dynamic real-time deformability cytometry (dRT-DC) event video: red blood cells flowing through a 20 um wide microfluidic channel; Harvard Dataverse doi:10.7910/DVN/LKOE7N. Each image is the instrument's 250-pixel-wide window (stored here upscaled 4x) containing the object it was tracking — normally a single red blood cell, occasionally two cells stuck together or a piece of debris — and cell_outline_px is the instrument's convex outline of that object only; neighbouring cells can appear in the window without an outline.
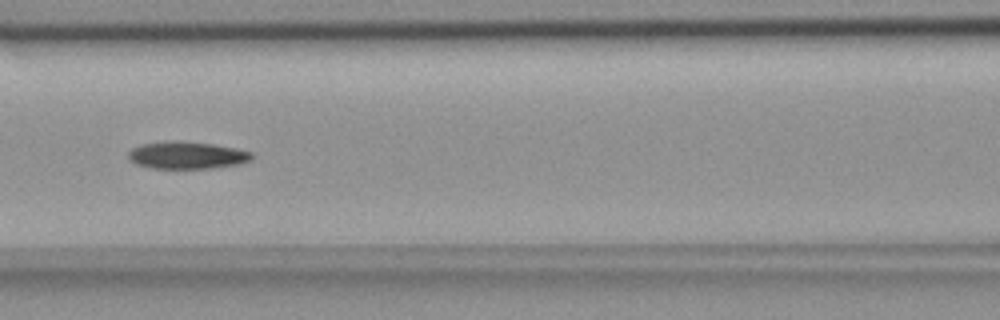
{"species": "common noctule bat (a hibernating species)", "species_latin": "Nyctalus noctula", "temperature_condition": "room temperature", "stored_images_in_passage": 18, "camera_frame_rate_fps": 3000, "um_per_image_px": 0.085, "animal": {"sex": "female", "body_mass_g": 18.4}, "frame": {"image": 1, "passage_image": 11, "time_ms": 3.333, "image_size_px": [1000, 320], "cell_outline_px": [[252, 156], [248, 160], [240, 164], [208, 168], [152, 168], [136, 164], [128, 160], [128, 152], [132, 148], [140, 144], [176, 140], [180, 140], [212, 144], [236, 148], [252, 152]], "centroid_in_image_um": [15.84, 13.18], "position_along_channel_um": 150.8, "area_um2": 19.59}}